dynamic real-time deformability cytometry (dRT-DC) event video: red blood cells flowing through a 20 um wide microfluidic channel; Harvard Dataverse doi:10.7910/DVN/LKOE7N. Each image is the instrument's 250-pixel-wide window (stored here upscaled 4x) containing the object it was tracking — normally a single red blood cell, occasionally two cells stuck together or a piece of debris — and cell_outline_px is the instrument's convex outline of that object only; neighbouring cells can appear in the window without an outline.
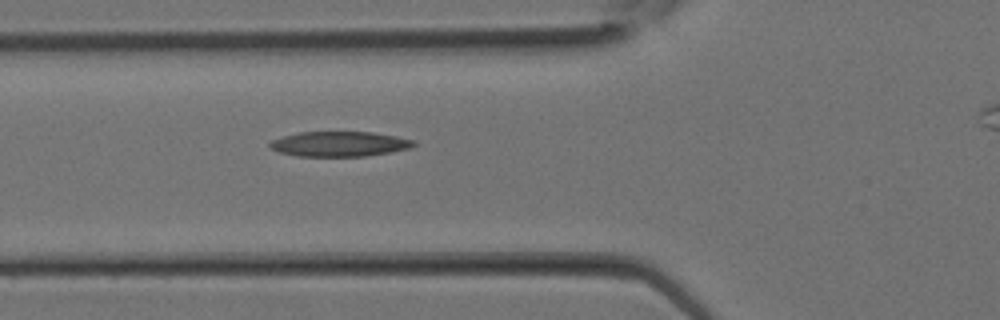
{"species": "Egyptian fruit bat (a non-hibernating species)", "species_latin": "Rousettus aegyptiacus", "temperature_condition": "room temperature", "stored_images_in_passage": 3, "camera_frame_rate_fps": 3000, "um_per_image_px": 0.085, "animal": {"sex": "female"}, "frame": {"image": 1, "passage_image": 3, "time_ms": 0.667, "image_size_px": [1000, 320], "cell_outline_px": [[416, 144], [412, 148], [392, 152], [364, 156], [296, 156], [280, 152], [268, 148], [268, 144], [272, 140], [284, 136], [300, 132], [372, 132], [396, 136], [416, 140]], "centroid_in_image_um": [28.88, 12.24], "position_along_channel_um": 96.9, "area_um2": 21.1}}